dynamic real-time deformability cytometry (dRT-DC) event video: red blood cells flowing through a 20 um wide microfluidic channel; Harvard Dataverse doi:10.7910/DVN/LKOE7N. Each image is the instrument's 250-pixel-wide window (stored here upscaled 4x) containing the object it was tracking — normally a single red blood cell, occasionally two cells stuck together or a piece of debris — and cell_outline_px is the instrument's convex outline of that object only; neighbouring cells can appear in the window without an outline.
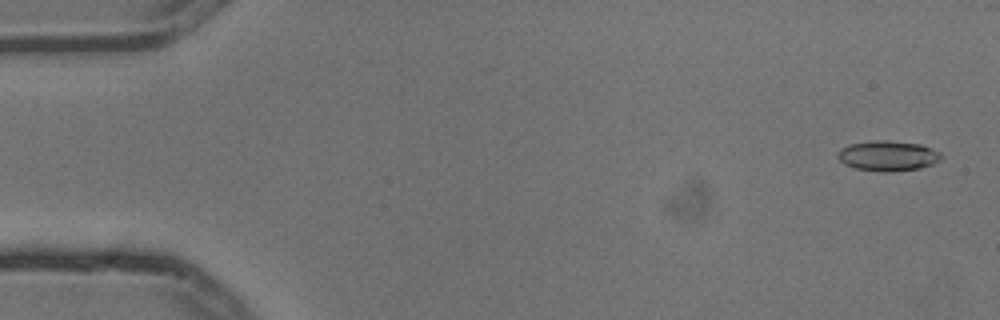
{"species": "common noctule bat (a hibernating species)", "species_latin": "Nyctalus noctula", "temperature_condition": "cold", "stored_images_in_passage": 4, "camera_frame_rate_fps": 3000, "um_per_image_px": 0.085, "animal": {"sex": "male", "body_mass_g": 13.3}, "frame": {"image": 1, "passage_image": 1, "time_ms": 0.0, "image_size_px": [1000, 320], "cell_outline_px": [[940, 160], [932, 164], [920, 168], [888, 172], [884, 172], [856, 168], [844, 164], [836, 156], [836, 152], [840, 148], [852, 144], [872, 140], [884, 140], [920, 144], [940, 152]], "centroid_in_image_um": [75.43, 13.24], "position_along_channel_um": 9.6, "area_um2": 18.09}}